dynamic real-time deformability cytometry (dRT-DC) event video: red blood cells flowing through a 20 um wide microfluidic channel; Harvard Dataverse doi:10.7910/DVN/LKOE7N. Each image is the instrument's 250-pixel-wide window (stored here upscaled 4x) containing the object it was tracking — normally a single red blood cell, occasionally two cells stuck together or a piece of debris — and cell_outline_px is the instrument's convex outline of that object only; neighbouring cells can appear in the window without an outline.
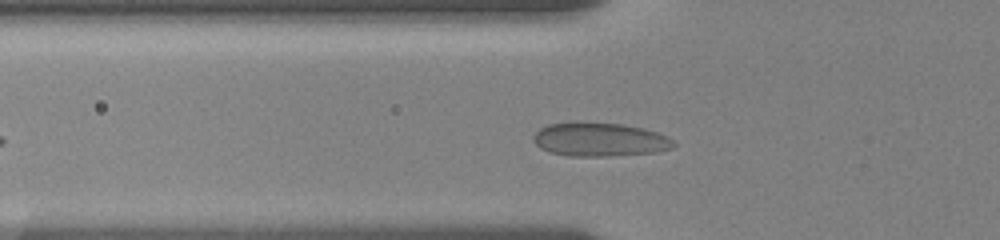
{"species": "human", "species_latin": "Homo sapiens", "temperature_condition": "room temperature", "stored_images_in_passage": 13, "camera_frame_rate_fps": 3000, "um_per_image_px": 0.085, "donor": {"sex": "female"}, "frame": {"image": 1, "passage_image": 6, "time_ms": 2.667, "image_size_px": [1000, 240], "cell_outline_px": [[676, 144], [672, 148], [656, 152], [608, 156], [568, 156], [548, 152], [540, 148], [532, 140], [532, 136], [540, 128], [548, 124], [572, 120], [576, 120], [620, 124], [644, 128], [668, 136]], "centroid_in_image_um": [50.91, 11.84], "position_along_channel_um": 74.9, "area_um2": 28.15}}
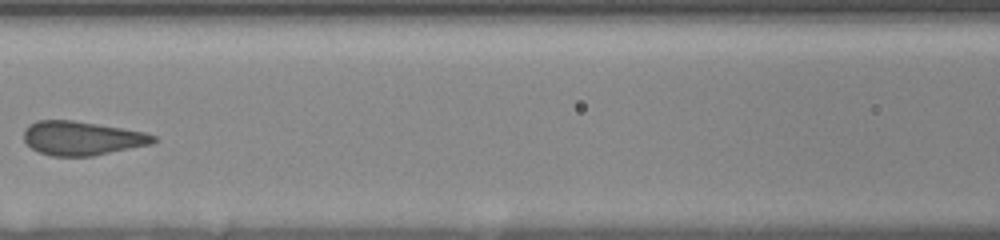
{"frame": {"image": 2, "passage_image": 10, "time_ms": 5.0, "image_size_px": [1000, 240], "cell_outline_px": [[156, 140], [152, 144], [92, 156], [52, 156], [40, 152], [32, 148], [24, 140], [24, 128], [28, 124], [36, 120], [72, 120], [144, 132], [156, 136]], "centroid_in_image_um": [6.94, 11.74], "position_along_channel_um": 159.7, "area_um2": 25.49}}
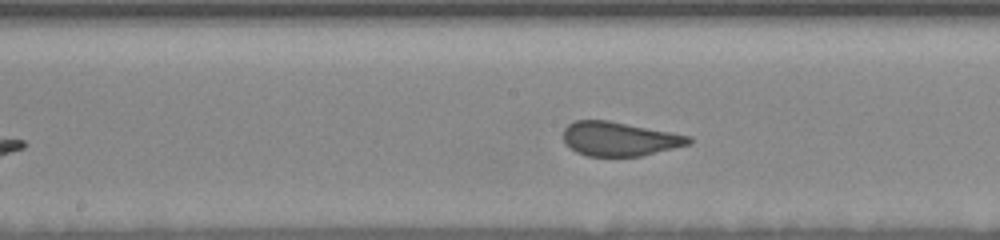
{"frame": {"image": 3, "passage_image": 12, "time_ms": 6.0, "image_size_px": [1000, 240], "cell_outline_px": [[692, 144], [644, 156], [588, 156], [576, 152], [568, 148], [564, 144], [564, 128], [568, 124], [576, 120], [608, 120], [692, 136]], "centroid_in_image_um": [52.67, 11.81], "position_along_channel_um": 195.5, "area_um2": 25.26}}